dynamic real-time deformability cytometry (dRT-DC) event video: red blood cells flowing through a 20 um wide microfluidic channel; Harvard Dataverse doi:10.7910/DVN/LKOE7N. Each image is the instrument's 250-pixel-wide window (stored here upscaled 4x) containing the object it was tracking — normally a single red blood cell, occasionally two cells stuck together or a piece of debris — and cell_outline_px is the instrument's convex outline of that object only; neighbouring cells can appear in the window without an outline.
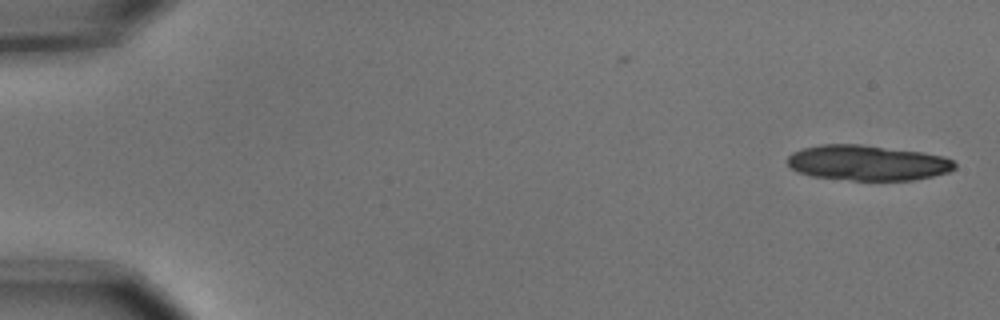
{"species": "common noctule bat (a hibernating species)", "species_latin": "Nyctalus noctula", "temperature_condition": "cold", "stored_images_in_passage": 3, "camera_frame_rate_fps": 3000, "um_per_image_px": 0.085, "animal": {"sex": "male", "body_mass_g": 15.6}, "frame": {"image": 1, "passage_image": 3, "time_ms": 0.667, "image_size_px": [1000, 320], "cell_outline_px": [[956, 168], [948, 172], [932, 176], [912, 180], [852, 180], [812, 176], [796, 172], [788, 164], [788, 156], [792, 152], [804, 148], [820, 144], [860, 144], [924, 152], [944, 156], [952, 160], [956, 164]], "centroid_in_image_um": [73.74, 13.83], "position_along_channel_um": 11.3, "area_um2": 34.51}}